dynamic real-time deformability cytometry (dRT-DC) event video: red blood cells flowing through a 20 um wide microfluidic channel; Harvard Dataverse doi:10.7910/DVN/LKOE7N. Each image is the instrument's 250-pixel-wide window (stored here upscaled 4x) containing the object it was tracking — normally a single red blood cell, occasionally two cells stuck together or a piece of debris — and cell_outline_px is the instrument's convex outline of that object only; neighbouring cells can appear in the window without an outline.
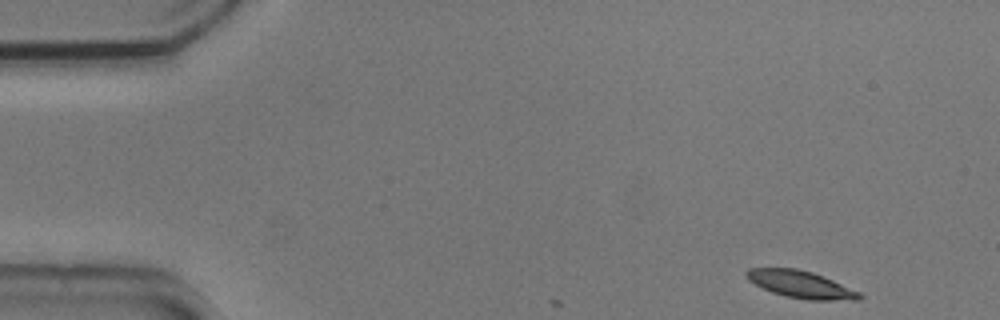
{"species": "common noctule bat (a hibernating species)", "species_latin": "Nyctalus noctula", "temperature_condition": "cold", "stored_images_in_passage": 3, "camera_frame_rate_fps": 3000, "um_per_image_px": 0.085, "animal": {"sex": "male", "body_mass_g": 20.5, "forearm_length_mm": 52.5}, "frame": {"image": 1, "passage_image": 1, "time_ms": 0.0, "image_size_px": [1000, 320], "cell_outline_px": [[864, 296], [860, 300], [808, 300], [784, 296], [772, 292], [748, 280], [744, 276], [744, 272], [748, 268], [796, 268], [812, 272], [832, 280], [860, 292]], "centroid_in_image_um": [68.06, 24.18], "position_along_channel_um": 16.9, "area_um2": 17.92}}